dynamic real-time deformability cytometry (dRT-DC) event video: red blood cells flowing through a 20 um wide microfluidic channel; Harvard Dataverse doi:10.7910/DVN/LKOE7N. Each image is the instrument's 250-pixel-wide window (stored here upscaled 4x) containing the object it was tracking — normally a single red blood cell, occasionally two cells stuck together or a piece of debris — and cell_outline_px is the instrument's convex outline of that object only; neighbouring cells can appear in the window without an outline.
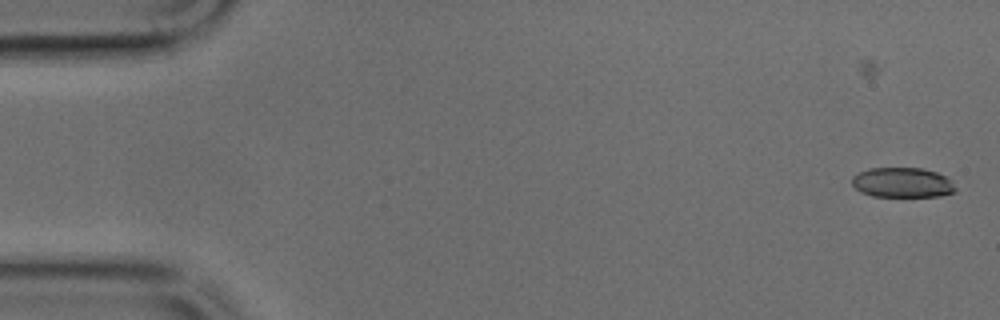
{"species": "common noctule bat (a hibernating species)", "species_latin": "Nyctalus noctula", "temperature_condition": "cold", "stored_images_in_passage": 38, "camera_frame_rate_fps": 3000, "um_per_image_px": 0.085, "animal": {"sex": "male", "body_mass_g": 17.9, "forearm_length_mm": 54.2}, "frame": {"image": 1, "passage_image": 1, "time_ms": 0.0, "image_size_px": [1000, 320], "cell_outline_px": [[956, 192], [940, 196], [872, 196], [860, 192], [852, 184], [852, 176], [868, 168], [920, 168], [936, 172], [944, 176], [956, 188]], "centroid_in_image_um": [76.67, 15.52], "position_along_channel_um": 8.3, "area_um2": 17.92}}
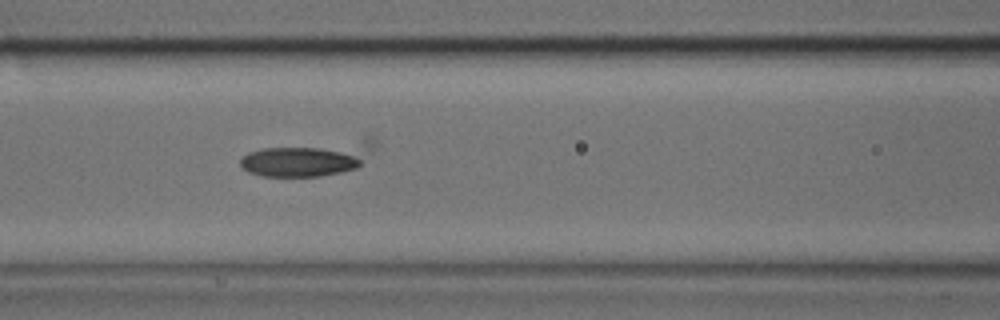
{"frame": {"image": 2, "passage_image": 20, "time_ms": 6.333, "image_size_px": [1000, 320], "cell_outline_px": [[376, 148], [356, 168], [340, 172], [320, 176], [264, 176], [248, 172], [240, 168], [240, 160], [248, 152], [264, 148], [368, 132], [376, 140]], "centroid_in_image_um": [26.42, 13.33], "position_along_channel_um": 140.2, "area_um2": 29.36}}
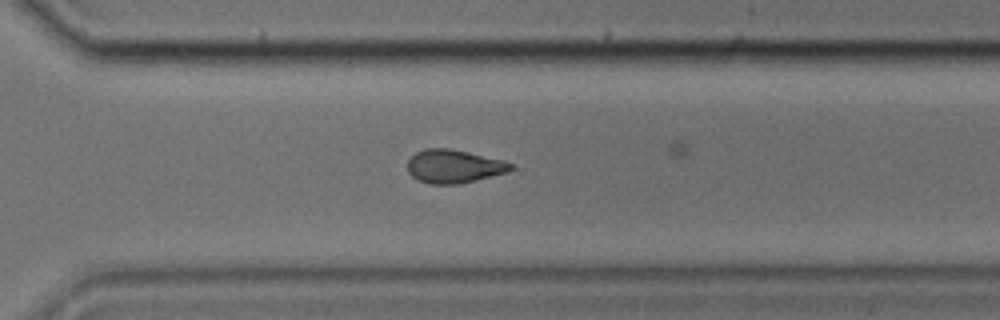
{"frame": {"image": 3, "passage_image": 34, "time_ms": 11.0, "image_size_px": [1000, 320], "cell_outline_px": [[516, 168], [508, 172], [460, 184], [432, 184], [420, 180], [412, 176], [408, 172], [408, 160], [416, 152], [424, 148], [448, 148], [468, 152], [504, 160], [512, 164]], "centroid_in_image_um": [38.61, 14.13], "position_along_channel_um": 332.0, "area_um2": 20.11}}